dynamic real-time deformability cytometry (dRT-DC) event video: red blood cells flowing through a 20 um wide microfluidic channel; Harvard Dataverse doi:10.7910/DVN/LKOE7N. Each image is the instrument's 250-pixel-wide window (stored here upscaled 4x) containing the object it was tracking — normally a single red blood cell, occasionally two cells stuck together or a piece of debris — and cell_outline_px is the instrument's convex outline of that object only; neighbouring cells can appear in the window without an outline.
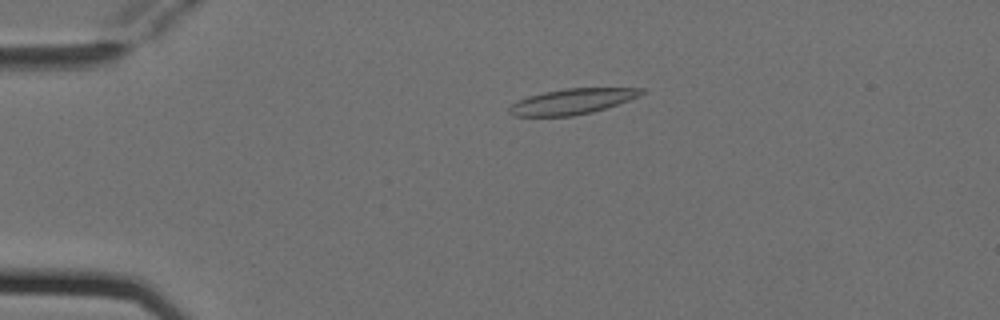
{"species": "Egyptian fruit bat (a non-hibernating species)", "species_latin": "Rousettus aegyptiacus", "temperature_condition": "cold", "stored_images_in_passage": 5, "camera_frame_rate_fps": 3000, "um_per_image_px": 0.085, "animal": {"sex": "female"}, "frame": {"image": 1, "passage_image": 4, "time_ms": 1.0, "image_size_px": [1000, 320], "cell_outline_px": [[644, 92], [640, 96], [592, 112], [572, 116], [512, 116], [508, 112], [508, 108], [516, 100], [528, 96], [544, 92], [564, 88], [644, 88]], "centroid_in_image_um": [48.58, 8.62], "position_along_channel_um": 36.4, "area_um2": 19.59}}